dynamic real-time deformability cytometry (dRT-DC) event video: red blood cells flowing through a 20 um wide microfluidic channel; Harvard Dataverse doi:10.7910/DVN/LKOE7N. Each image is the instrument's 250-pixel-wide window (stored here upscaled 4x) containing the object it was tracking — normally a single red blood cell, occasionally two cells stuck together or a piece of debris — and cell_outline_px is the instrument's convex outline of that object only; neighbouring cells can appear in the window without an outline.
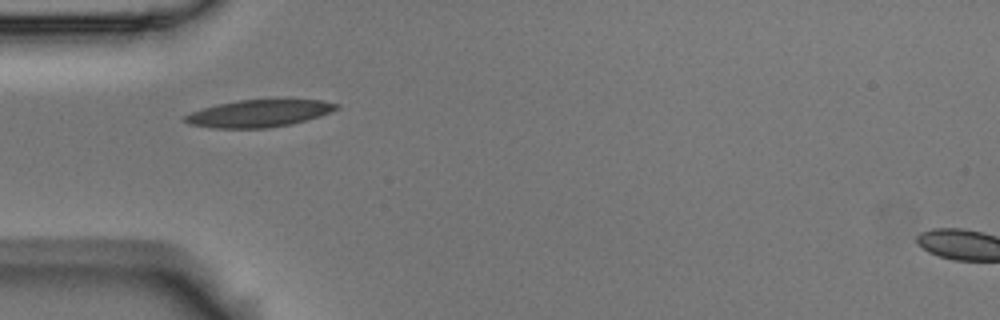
{"species": "Egyptian fruit bat (a non-hibernating species)", "species_latin": "Rousettus aegyptiacus", "temperature_condition": "room temperature", "stored_images_in_passage": 35, "camera_frame_rate_fps": 3000, "um_per_image_px": 0.085, "animal": {"sex": "male"}, "frame": {"image": 1, "passage_image": 1, "time_ms": 0.0, "image_size_px": [1000, 320], "cell_outline_px": [[340, 108], [320, 116], [292, 124], [268, 128], [212, 128], [188, 124], [180, 116], [216, 104], [240, 100], [324, 100], [340, 104]], "centroid_in_image_um": [22.01, 9.64], "position_along_channel_um": 63.0, "area_um2": 24.1}}
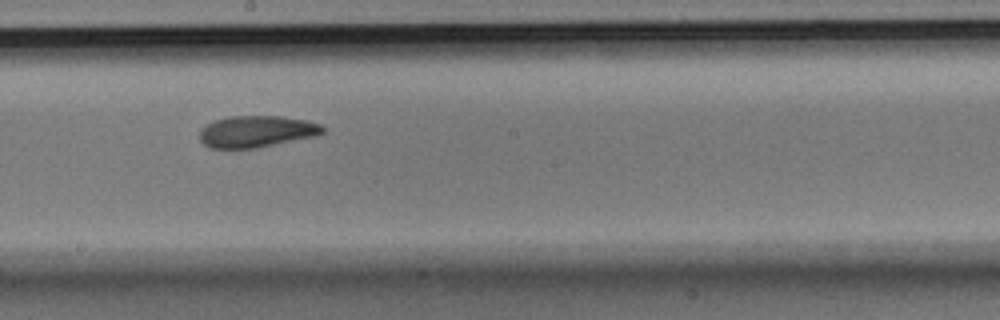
{"frame": {"image": 2, "passage_image": 15, "time_ms": 4.667, "image_size_px": [1000, 320], "cell_outline_px": [[324, 132], [316, 136], [256, 148], [208, 148], [200, 140], [200, 128], [212, 120], [228, 116], [280, 116], [308, 120], [320, 124], [324, 128]], "centroid_in_image_um": [21.78, 11.17], "position_along_channel_um": 226.4, "area_um2": 22.89}}
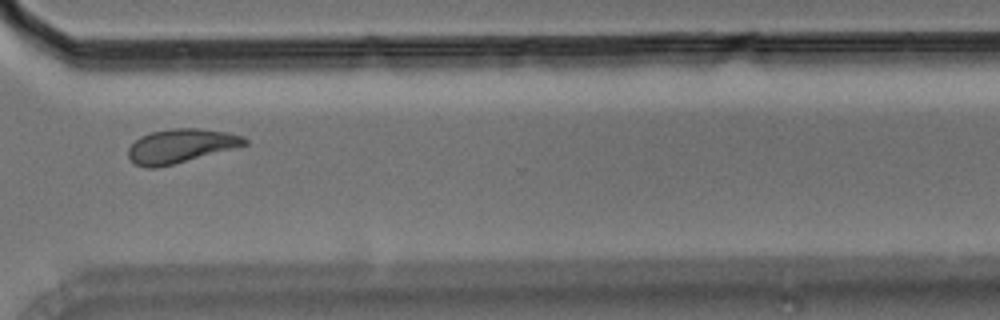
{"frame": {"image": 3, "passage_image": 26, "time_ms": 8.333, "image_size_px": [1000, 320], "cell_outline_px": [[248, 144], [236, 148], [156, 168], [144, 168], [136, 164], [128, 156], [128, 148], [140, 136], [152, 132], [172, 128], [200, 128], [228, 132], [244, 136], [248, 140]], "centroid_in_image_um": [15.39, 12.39], "position_along_channel_um": 355.2, "area_um2": 23.0}, "authors_computed_cell_mechanics": {"area_um2": 22.8888, "velocity_mm_per_s": 3.5158, "shape_relaxation_time_tau1_ms": 4.6583, "shape_relaxation_time_tau2_ms": 4.413, "deformation_change_tau1": 0.1516, "deformation_change_tau2": 0.1068}}